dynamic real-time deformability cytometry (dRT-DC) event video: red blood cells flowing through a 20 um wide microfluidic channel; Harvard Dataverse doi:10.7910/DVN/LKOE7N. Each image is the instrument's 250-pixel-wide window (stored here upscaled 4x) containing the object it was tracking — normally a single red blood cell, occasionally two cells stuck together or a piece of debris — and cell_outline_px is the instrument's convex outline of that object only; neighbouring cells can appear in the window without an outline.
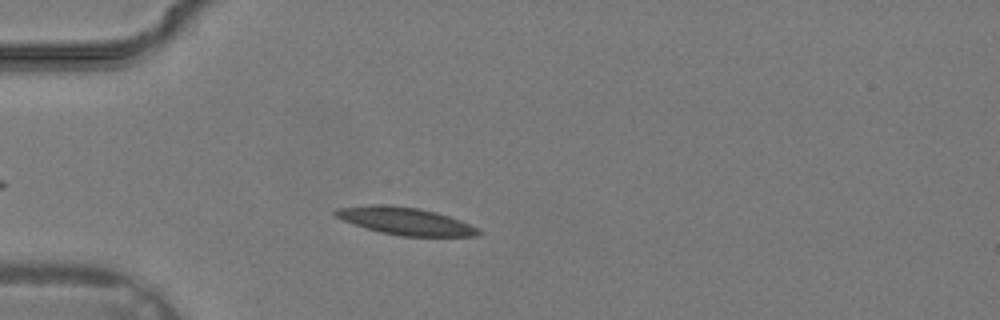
{"species": "common noctule bat (a hibernating species)", "species_latin": "Nyctalus noctula", "temperature_condition": "warm", "stored_images_in_passage": 30, "camera_frame_rate_fps": 3000, "um_per_image_px": 0.085, "animal": {"sex": "male", "body_mass_g": 19.2, "forearm_length_mm": 51.8}, "frame": {"image": 1, "passage_image": 6, "time_ms": 1.667, "image_size_px": [1000, 320], "cell_outline_px": [[484, 232], [476, 236], [400, 236], [380, 232], [344, 220], [336, 216], [332, 212], [336, 208], [372, 204], [388, 204], [420, 208], [436, 212], [460, 220], [480, 228]], "centroid_in_image_um": [34.5, 18.78], "position_along_channel_um": 50.5, "area_um2": 22.89}}
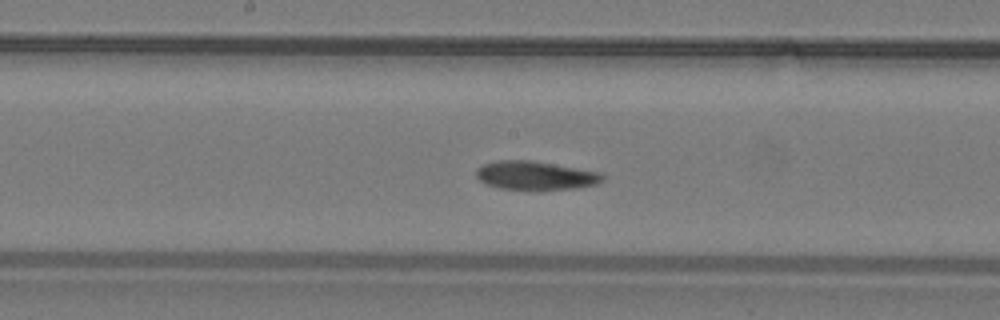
{"frame": {"image": 2, "passage_image": 15, "time_ms": 4.667, "image_size_px": [1000, 320], "cell_outline_px": [[604, 180], [596, 184], [580, 188], [540, 192], [536, 192], [500, 188], [488, 184], [480, 180], [476, 176], [476, 168], [484, 164], [496, 160], [532, 160], [600, 172], [604, 176]], "centroid_in_image_um": [45.54, 14.95], "position_along_channel_um": 202.7, "area_um2": 21.85}}
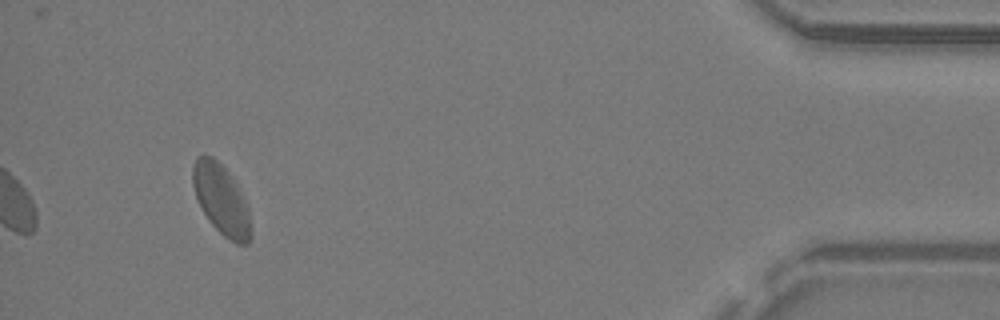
{"frame": {"image": 3, "passage_image": 30, "time_ms": 9.667, "image_size_px": [1000, 320], "cell_outline_px": [[252, 236], [248, 244], [236, 244], [228, 240], [208, 220], [196, 200], [192, 184], [192, 168], [196, 156], [204, 152], [212, 156], [232, 176], [248, 208], [252, 228]], "centroid_in_image_um": [18.79, 16.96], "position_along_channel_um": 416.4, "area_um2": 24.1}}